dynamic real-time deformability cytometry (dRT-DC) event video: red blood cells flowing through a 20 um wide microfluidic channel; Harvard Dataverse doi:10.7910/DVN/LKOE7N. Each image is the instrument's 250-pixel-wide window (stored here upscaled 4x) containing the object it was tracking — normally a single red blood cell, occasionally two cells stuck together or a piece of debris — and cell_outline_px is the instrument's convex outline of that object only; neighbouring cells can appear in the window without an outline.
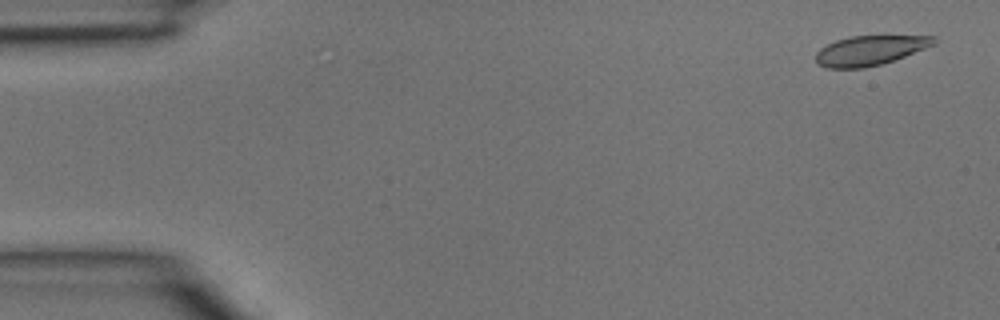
{"species": "common noctule bat (a hibernating species)", "species_latin": "Nyctalus noctula", "temperature_condition": "room temperature", "stored_images_in_passage": 3, "camera_frame_rate_fps": 3000, "um_per_image_px": 0.085, "animal": {"sex": "male", "body_mass_g": 15.6}, "frame": {"image": 1, "passage_image": 1, "time_ms": 0.0, "image_size_px": [1000, 320], "cell_outline_px": [[936, 44], [904, 56], [880, 64], [864, 68], [824, 68], [816, 64], [816, 52], [820, 48], [836, 40], [848, 36], [936, 36]], "centroid_in_image_um": [73.9, 4.29], "position_along_channel_um": 11.1, "area_um2": 20.35}}
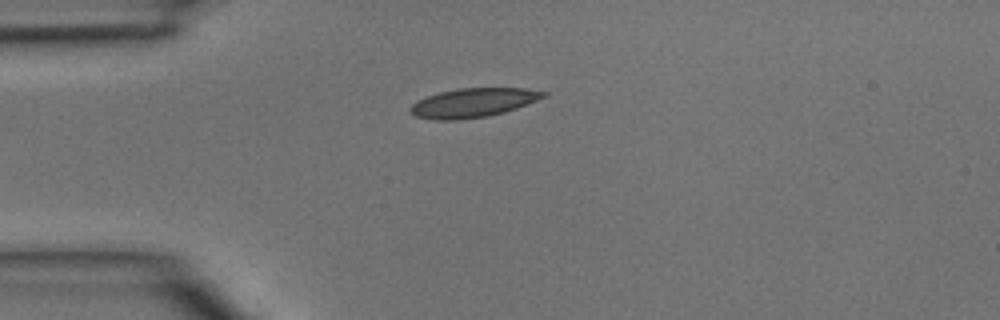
{"frame": {"image": 2, "passage_image": 3, "time_ms": 0.667, "image_size_px": [1000, 320], "cell_outline_px": [[548, 96], [516, 108], [504, 112], [488, 116], [456, 120], [436, 120], [416, 116], [408, 112], [408, 108], [416, 100], [440, 92], [456, 88], [524, 88], [548, 92]], "centroid_in_image_um": [40.2, 8.73], "position_along_channel_um": 44.8, "area_um2": 22.66}}